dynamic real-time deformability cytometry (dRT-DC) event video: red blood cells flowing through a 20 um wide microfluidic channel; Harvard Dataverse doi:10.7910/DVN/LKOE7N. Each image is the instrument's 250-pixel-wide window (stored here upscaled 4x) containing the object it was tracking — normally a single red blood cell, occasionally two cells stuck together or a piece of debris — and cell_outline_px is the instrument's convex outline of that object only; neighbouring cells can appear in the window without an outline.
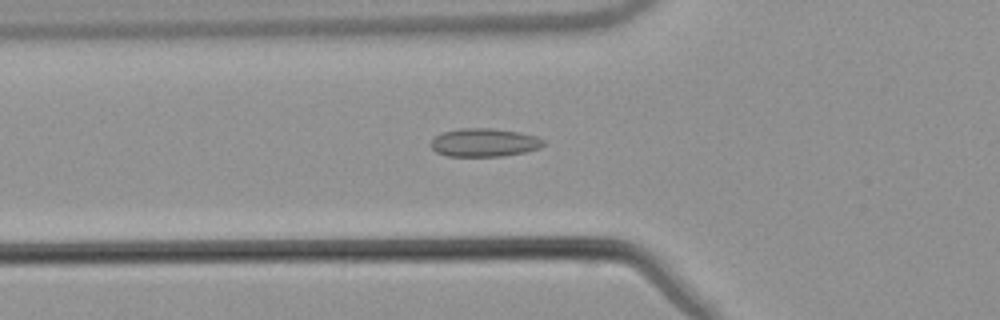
{"species": "common noctule bat (a hibernating species)", "species_latin": "Nyctalus noctula", "temperature_condition": "warm", "stored_images_in_passage": 41, "camera_frame_rate_fps": 3000, "um_per_image_px": 0.085, "animal": {"sex": "male", "body_mass_g": 21.5, "forearm_length_mm": 52.0}, "frame": {"image": 1, "passage_image": 11, "time_ms": 3.333, "image_size_px": [1000, 320], "cell_outline_px": [[544, 144], [540, 148], [524, 152], [500, 156], [448, 156], [436, 152], [432, 148], [432, 140], [436, 136], [444, 132], [460, 128], [492, 128], [520, 132], [536, 136], [544, 140]], "centroid_in_image_um": [41.18, 12.11], "position_along_channel_um": 84.6, "area_um2": 18.44}}
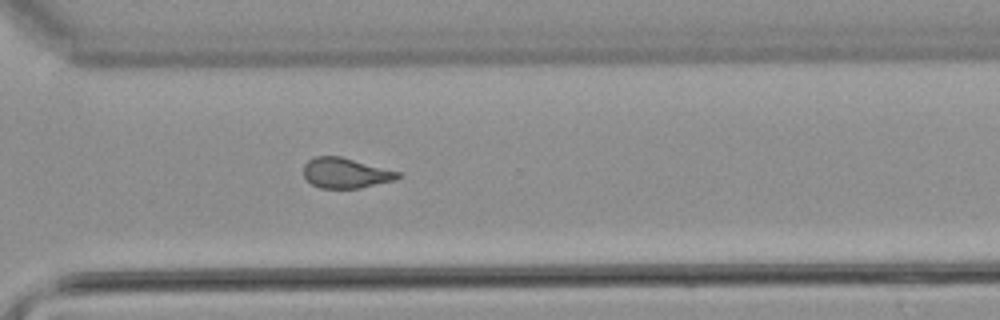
{"frame": {"image": 2, "passage_image": 31, "time_ms": 10.0, "image_size_px": [1000, 320], "cell_outline_px": [[400, 176], [396, 180], [360, 188], [320, 188], [312, 184], [304, 176], [304, 164], [308, 160], [316, 156], [340, 156], [400, 172]], "centroid_in_image_um": [29.38, 14.71], "position_along_channel_um": 341.2, "area_um2": 16.53}}
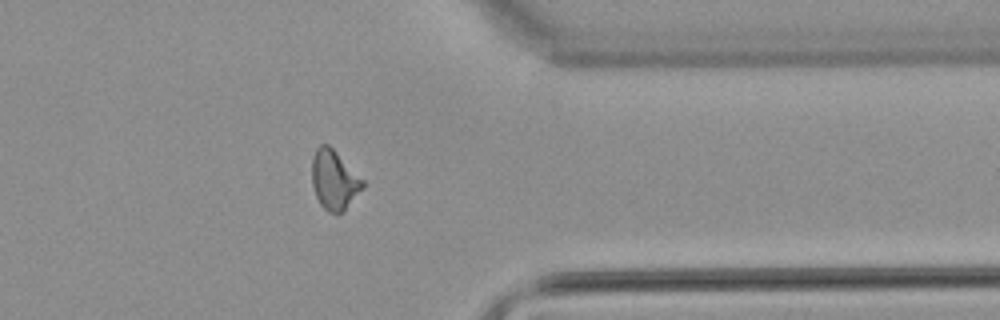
{"frame": {"image": 3, "passage_image": 35, "time_ms": 11.333, "image_size_px": [1000, 320], "cell_outline_px": [[364, 188], [344, 212], [336, 216], [328, 212], [320, 204], [316, 196], [312, 184], [312, 156], [316, 148], [320, 144], [328, 144], [364, 180]], "centroid_in_image_um": [28.41, 15.34], "position_along_channel_um": 383.0, "area_um2": 17.86}}